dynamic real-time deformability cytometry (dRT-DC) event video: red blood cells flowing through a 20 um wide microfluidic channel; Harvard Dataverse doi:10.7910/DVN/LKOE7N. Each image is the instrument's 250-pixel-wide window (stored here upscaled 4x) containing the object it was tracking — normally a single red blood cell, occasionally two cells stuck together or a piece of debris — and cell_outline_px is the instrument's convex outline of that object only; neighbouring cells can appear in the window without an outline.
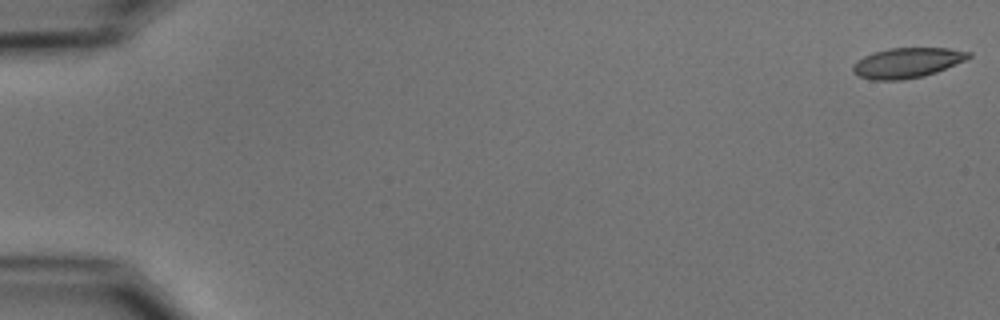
{"species": "common noctule bat (a hibernating species)", "species_latin": "Nyctalus noctula", "temperature_condition": "cold", "stored_images_in_passage": 55, "camera_frame_rate_fps": 3000, "um_per_image_px": 0.085, "animal": {"sex": "male", "body_mass_g": 15.6}, "frame": {"image": 1, "passage_image": 1, "time_ms": 0.0, "image_size_px": [1000, 320], "cell_outline_px": [[972, 56], [964, 60], [936, 72], [924, 76], [900, 80], [872, 80], [860, 76], [852, 72], [852, 68], [856, 60], [872, 52], [888, 48], [948, 48], [972, 52]], "centroid_in_image_um": [77.08, 5.33], "position_along_channel_um": 7.9, "area_um2": 20.29}}
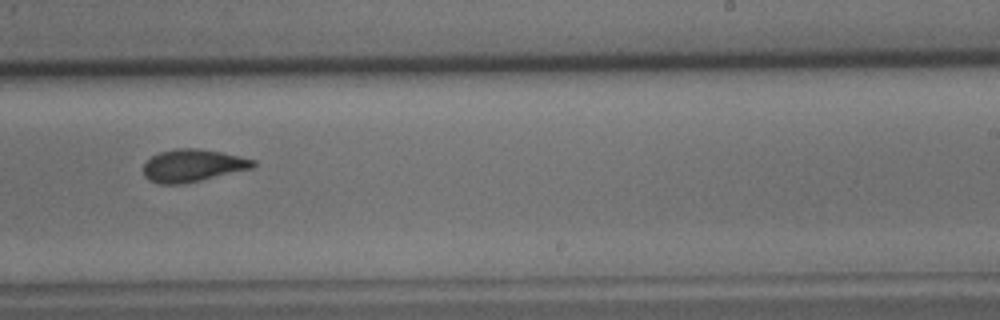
{"frame": {"image": 2, "passage_image": 35, "time_ms": 11.333, "image_size_px": [1000, 320], "cell_outline_px": [[256, 168], [200, 180], [180, 184], [160, 184], [148, 180], [144, 176], [144, 164], [152, 156], [160, 152], [176, 148], [200, 148], [240, 156], [256, 160]], "centroid_in_image_um": [16.42, 14.07], "position_along_channel_um": 272.6, "area_um2": 20.87}}
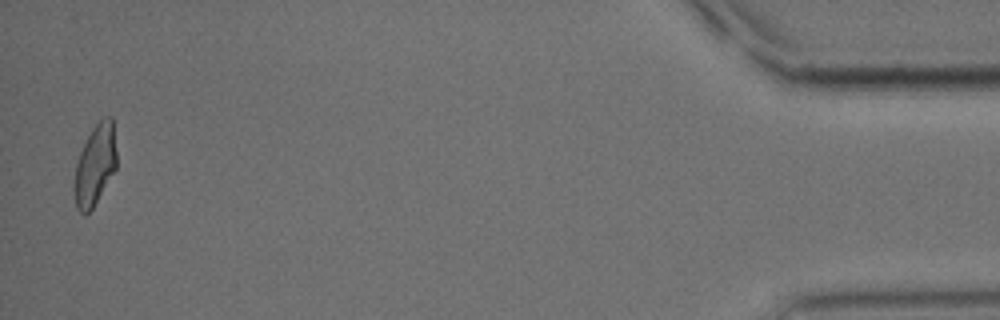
{"frame": {"image": 3, "passage_image": 54, "time_ms": 17.667, "image_size_px": [1000, 320], "cell_outline_px": [[116, 168], [92, 208], [84, 216], [76, 208], [72, 188], [76, 164], [80, 152], [92, 128], [104, 116], [112, 116], [116, 152]], "centroid_in_image_um": [8.05, 14.04], "position_along_channel_um": 427.1, "area_um2": 19.88}, "authors_computed_cell_mechanics": {"area_um2": 20.8658, "velocity_mm_per_s": 3.7107, "shape_relaxation_time_tau1_ms": 5.5706, "shape_relaxation_time_tau2_ms": 2.4071, "deformation_change_tau1": 0.1553, "deformation_change_tau2": 0.0716}}